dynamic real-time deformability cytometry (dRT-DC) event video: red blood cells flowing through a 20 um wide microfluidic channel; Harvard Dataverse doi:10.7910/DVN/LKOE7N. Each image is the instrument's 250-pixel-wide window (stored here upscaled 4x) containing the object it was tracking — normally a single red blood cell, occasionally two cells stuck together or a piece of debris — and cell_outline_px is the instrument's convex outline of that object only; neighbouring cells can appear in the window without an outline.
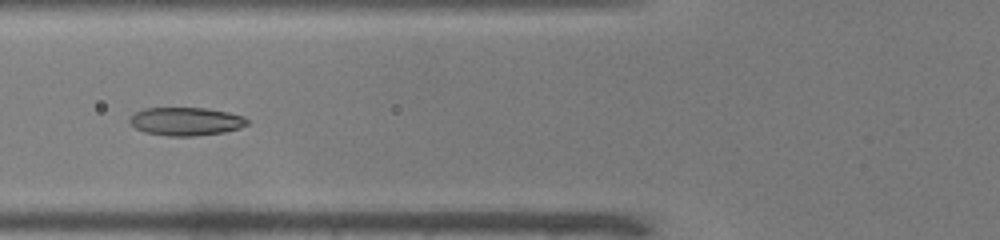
{"species": "common noctule bat (a hibernating species)", "species_latin": "Nyctalus noctula", "temperature_condition": "warm", "stored_images_in_passage": 51, "camera_frame_rate_fps": 3000, "um_per_image_px": 0.085, "animal": {"sex": "male", "body_mass_g": 19.0, "forearm_length_mm": 50.8}, "frame": {"image": 1, "passage_image": 20, "time_ms": 6.333, "image_size_px": [1000, 240], "cell_outline_px": [[248, 124], [240, 128], [224, 132], [192, 136], [168, 136], [144, 132], [136, 128], [128, 120], [136, 112], [144, 108], [204, 108], [228, 112], [244, 116], [248, 120]], "centroid_in_image_um": [15.82, 10.32], "position_along_channel_um": 110.0, "area_um2": 19.25}}
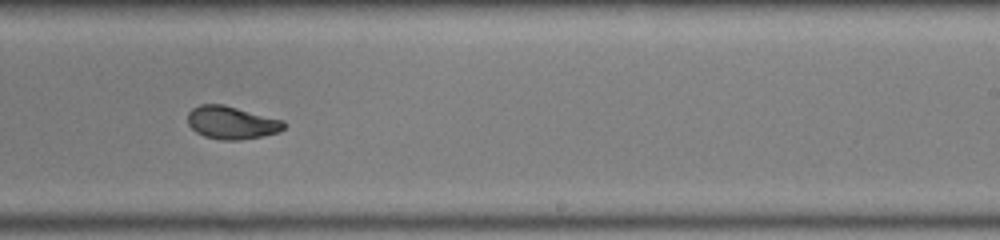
{"frame": {"image": 2, "passage_image": 32, "time_ms": 10.333, "image_size_px": [1000, 240], "cell_outline_px": [[284, 128], [280, 132], [240, 140], [220, 140], [204, 136], [196, 132], [188, 124], [188, 112], [192, 108], [200, 104], [224, 104], [284, 120]], "centroid_in_image_um": [19.68, 10.41], "position_along_channel_um": 269.3, "area_um2": 18.5}}
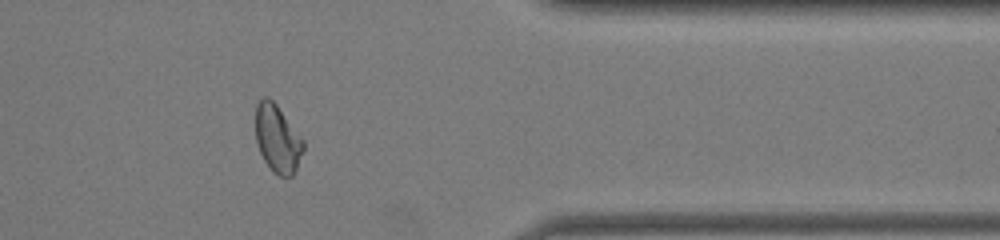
{"frame": {"image": 3, "passage_image": 42, "time_ms": 13.667, "image_size_px": [1000, 240], "cell_outline_px": [[304, 148], [296, 168], [292, 176], [280, 176], [272, 172], [264, 160], [260, 152], [256, 140], [256, 104], [264, 96], [268, 96], [276, 104], [304, 140]], "centroid_in_image_um": [23.58, 11.79], "position_along_channel_um": 387.8, "area_um2": 18.73}, "authors_computed_cell_mechanics": {"area_um2": 19.5942, "velocity_mm_per_s": 3.9962, "shape_relaxation_time_tau1_ms": 5.2345, "shape_relaxation_time_tau2_ms": 1.1415, "deformation_change_tau1": 0.1831, "deformation_change_tau2": 0.0523}}